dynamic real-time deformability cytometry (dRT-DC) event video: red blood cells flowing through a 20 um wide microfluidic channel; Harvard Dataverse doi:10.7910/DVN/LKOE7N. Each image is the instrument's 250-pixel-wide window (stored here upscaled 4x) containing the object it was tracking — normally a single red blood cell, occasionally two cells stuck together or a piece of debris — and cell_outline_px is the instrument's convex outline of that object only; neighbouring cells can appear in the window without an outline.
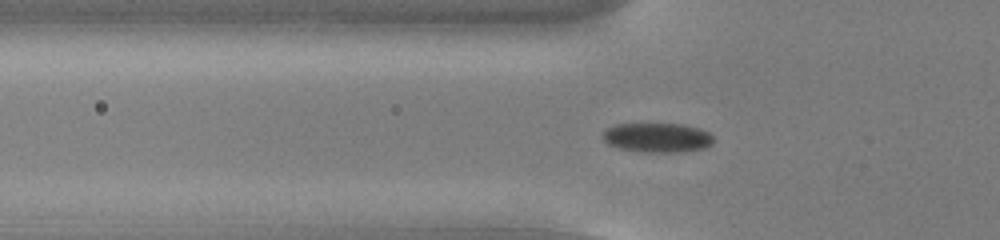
{"species": "common noctule bat (a hibernating species)", "species_latin": "Nyctalus noctula", "temperature_condition": "cold", "stored_images_in_passage": 50, "camera_frame_rate_fps": 3000, "um_per_image_px": 0.085, "animal": {"sex": "male", "body_mass_g": 13.0, "forearm_length_mm": 53.1}, "frame": {"image": 1, "passage_image": 19, "time_ms": 6.0, "image_size_px": [1000, 240], "cell_outline_px": [[716, 140], [712, 144], [704, 148], [684, 152], [648, 152], [620, 148], [608, 144], [600, 136], [604, 128], [616, 124], [684, 124], [700, 128], [708, 132]], "centroid_in_image_um": [55.87, 11.69], "position_along_channel_um": 69.9, "area_um2": 19.25}}
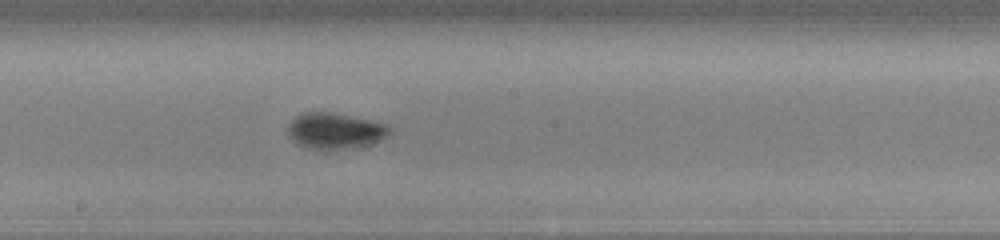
{"frame": {"image": 2, "passage_image": 31, "time_ms": 10.0, "image_size_px": [1000, 240], "cell_outline_px": [[392, 132], [380, 140], [368, 144], [328, 152], [308, 148], [300, 144], [288, 132], [288, 124], [296, 116], [304, 112], [328, 112], [388, 124], [392, 128]], "centroid_in_image_um": [28.5, 11.14], "position_along_channel_um": 219.7, "area_um2": 21.21}}
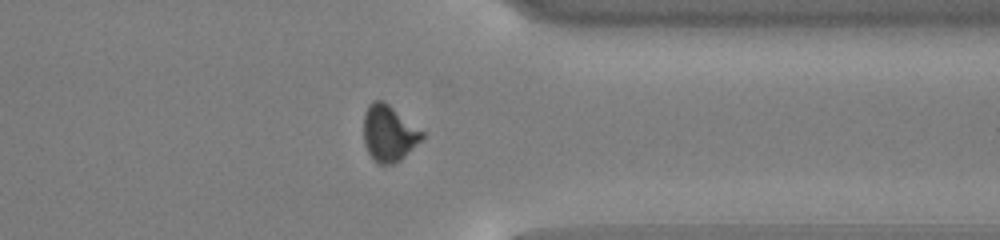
{"frame": {"image": 3, "passage_image": 44, "time_ms": 14.333, "image_size_px": [1000, 240], "cell_outline_px": [[424, 136], [400, 160], [392, 164], [380, 164], [372, 160], [364, 144], [364, 112], [368, 104], [372, 100], [384, 100], [424, 132]], "centroid_in_image_um": [33.02, 11.31], "position_along_channel_um": 378.4, "area_um2": 19.13}, "authors_computed_cell_mechanics": {"area_um2": 19.1896, "velocity_mm_per_s": 3.7615, "shape_relaxation_time_tau1_ms": 2.2684, "shape_relaxation_time_tau2_ms": null, "deformation_change_tau1": 0.0926, "deformation_change_tau2": null}}